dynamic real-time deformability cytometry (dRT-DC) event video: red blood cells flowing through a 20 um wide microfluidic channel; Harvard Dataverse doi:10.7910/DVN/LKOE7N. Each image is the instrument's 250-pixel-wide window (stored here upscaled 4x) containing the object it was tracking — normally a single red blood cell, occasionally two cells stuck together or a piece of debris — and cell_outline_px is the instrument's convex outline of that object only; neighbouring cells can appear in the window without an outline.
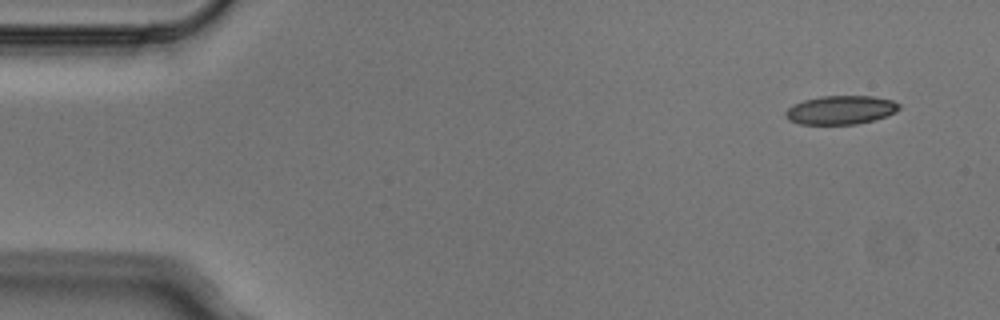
{"species": "Egyptian fruit bat (a non-hibernating species)", "species_latin": "Rousettus aegyptiacus", "temperature_condition": "cold", "stored_images_in_passage": 4, "segment_of_instrument_passage": [1, 2], "camera_frame_rate_fps": 3000, "um_per_image_px": 0.085, "animal": {"sex": "male"}, "frame": {"image": 1, "passage_image": 1, "time_ms": 0.0, "image_size_px": [1000, 320], "cell_outline_px": [[900, 108], [896, 112], [888, 116], [856, 124], [800, 124], [788, 120], [784, 116], [784, 112], [792, 104], [804, 100], [820, 96], [872, 96], [892, 100], [900, 104]], "centroid_in_image_um": [71.44, 9.35], "position_along_channel_um": 13.6, "area_um2": 19.13}}
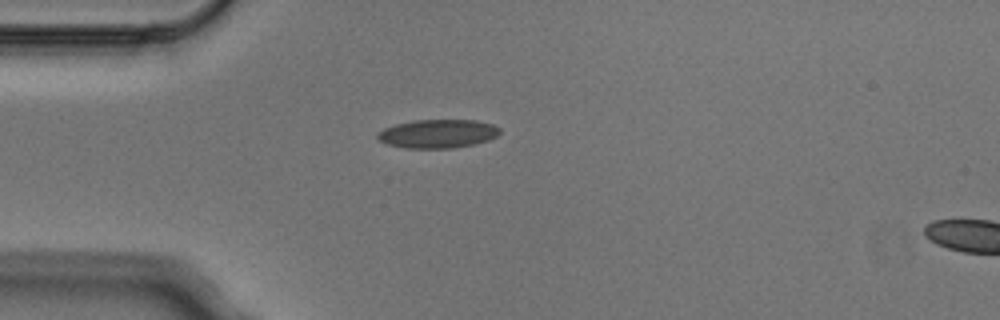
{"frame": {"image": 2, "passage_image": 3, "time_ms": 0.667, "image_size_px": [1000, 320], "cell_outline_px": [[500, 132], [496, 136], [488, 140], [476, 144], [452, 148], [404, 148], [388, 144], [380, 140], [376, 136], [376, 132], [384, 128], [396, 124], [412, 120], [476, 120], [492, 124], [500, 128]], "centroid_in_image_um": [37.2, 11.36], "position_along_channel_um": 47.8, "area_um2": 20.46}}